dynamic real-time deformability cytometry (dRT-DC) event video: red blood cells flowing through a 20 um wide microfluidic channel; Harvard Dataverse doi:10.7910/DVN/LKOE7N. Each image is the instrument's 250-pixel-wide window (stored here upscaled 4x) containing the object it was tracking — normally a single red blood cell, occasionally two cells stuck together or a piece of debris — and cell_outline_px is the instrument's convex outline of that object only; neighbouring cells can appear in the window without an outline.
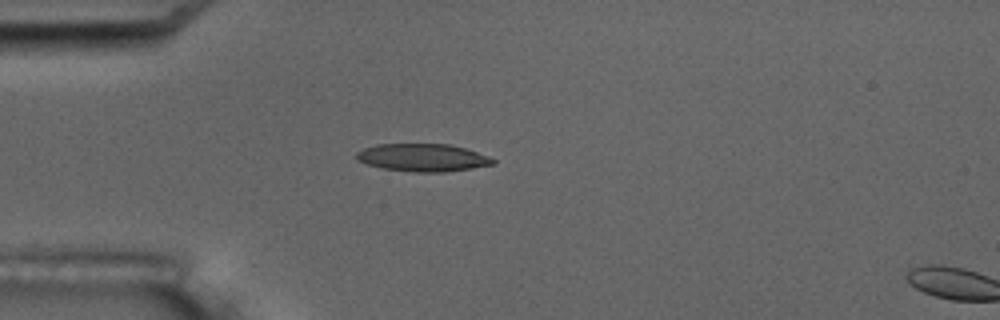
{"species": "common noctule bat (a hibernating species)", "species_latin": "Nyctalus noctula", "temperature_condition": "room temperature", "stored_images_in_passage": 6, "camera_frame_rate_fps": 3000, "um_per_image_px": 0.085, "animal": {"sex": "male", "body_mass_g": 17.5, "forearm_length_mm": 52.3}, "frame": {"image": 1, "passage_image": 5, "time_ms": 4.333, "image_size_px": [1000, 320], "cell_outline_px": [[496, 164], [472, 168], [444, 172], [412, 172], [384, 168], [368, 164], [356, 160], [356, 152], [364, 148], [376, 144], [448, 144], [464, 148], [488, 156], [496, 160]], "centroid_in_image_um": [35.93, 13.4], "position_along_channel_um": 49.1, "area_um2": 21.96}}